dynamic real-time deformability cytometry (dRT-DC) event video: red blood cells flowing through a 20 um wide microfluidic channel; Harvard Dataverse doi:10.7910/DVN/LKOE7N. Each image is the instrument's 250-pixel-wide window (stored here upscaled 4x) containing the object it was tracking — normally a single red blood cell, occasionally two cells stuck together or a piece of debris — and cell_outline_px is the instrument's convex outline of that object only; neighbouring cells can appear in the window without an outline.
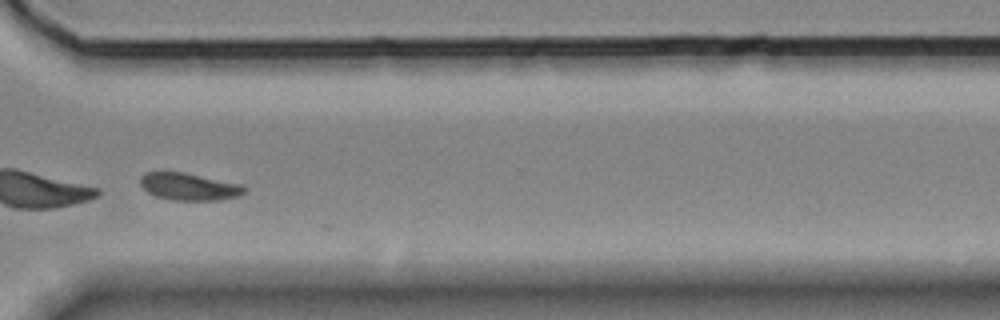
{"species": "Egyptian fruit bat (a non-hibernating species)", "species_latin": "Rousettus aegyptiacus", "temperature_condition": "room temperature", "stored_images_in_passage": 50, "segment_of_instrument_passage": [2, 2], "camera_frame_rate_fps": 3000, "um_per_image_px": 0.085, "animal": {"sex": "female"}, "frame": {"image": 1, "passage_image": 37, "time_ms": 12.0, "image_size_px": [1000, 320], "cell_outline_px": [[248, 188], [240, 196], [220, 200], [172, 200], [156, 196], [148, 192], [140, 184], [140, 176], [144, 172], [184, 172], [244, 184]], "centroid_in_image_um": [16.12, 15.86], "position_along_channel_um": 354.5, "area_um2": 16.76}}